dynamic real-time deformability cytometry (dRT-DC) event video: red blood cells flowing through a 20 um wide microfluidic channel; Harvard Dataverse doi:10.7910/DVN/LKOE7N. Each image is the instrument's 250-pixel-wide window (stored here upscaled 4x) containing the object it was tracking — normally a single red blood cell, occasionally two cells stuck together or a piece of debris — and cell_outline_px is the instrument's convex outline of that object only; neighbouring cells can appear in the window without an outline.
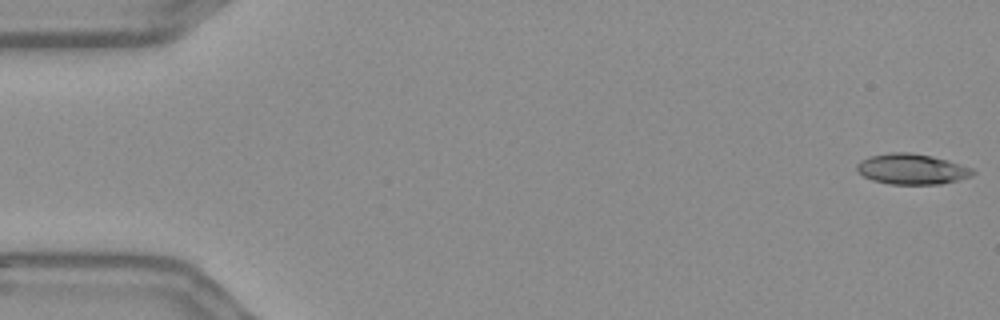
{"species": "Egyptian fruit bat (a non-hibernating species)", "species_latin": "Rousettus aegyptiacus", "temperature_condition": "warm", "stored_images_in_passage": 55, "camera_frame_rate_fps": 3000, "um_per_image_px": 0.085, "frame": {"image": 1, "passage_image": 1, "time_ms": 0.0, "image_size_px": [1000, 320], "cell_outline_px": [[976, 172], [972, 176], [960, 180], [940, 184], [888, 184], [872, 180], [856, 172], [856, 164], [860, 160], [868, 156], [888, 152], [908, 152], [932, 156], [948, 160], [972, 168]], "centroid_in_image_um": [77.48, 14.37], "position_along_channel_um": 7.5, "area_um2": 20.92}}
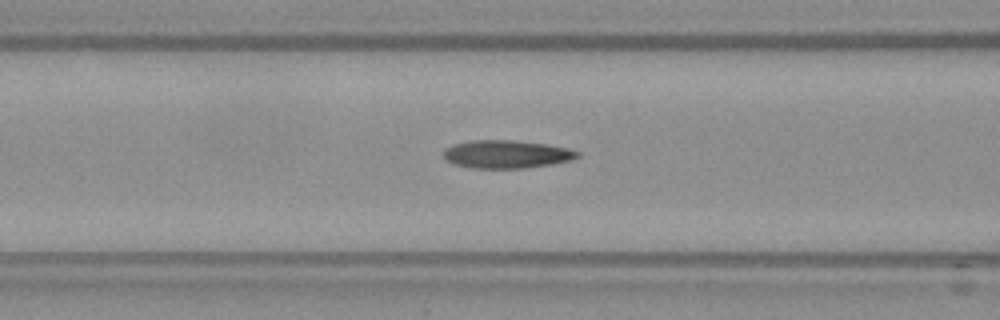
{"frame": {"image": 2, "passage_image": 22, "time_ms": 7.0, "image_size_px": [1000, 320], "cell_outline_px": [[580, 156], [572, 160], [552, 164], [524, 168], [472, 168], [452, 164], [444, 156], [444, 148], [452, 144], [472, 140], [512, 140], [544, 144], [568, 148], [580, 152]], "centroid_in_image_um": [43.05, 13.11], "position_along_channel_um": 123.6, "area_um2": 21.91}}
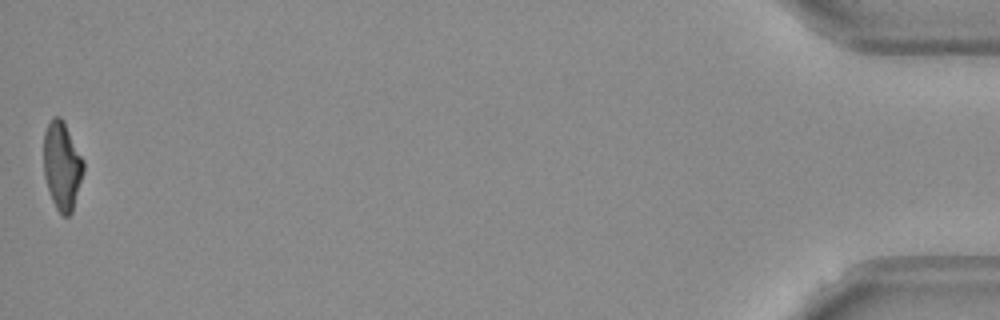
{"frame": {"image": 3, "passage_image": 55, "time_ms": 18.0, "image_size_px": [1000, 320], "cell_outline_px": [[84, 172], [72, 212], [68, 216], [64, 216], [56, 208], [52, 200], [44, 176], [44, 132], [52, 116], [60, 116], [64, 120], [84, 160]], "centroid_in_image_um": [5.28, 14.05], "position_along_channel_um": 429.9, "area_um2": 20.58}, "authors_computed_cell_mechanics": {"area_um2": 21.2126, "velocity_mm_per_s": 3.682, "shape_relaxation_time_tau1_ms": null, "shape_relaxation_time_tau2_ms": 2.3604, "deformation_change_tau1": null, "deformation_change_tau2": 0.1194}}